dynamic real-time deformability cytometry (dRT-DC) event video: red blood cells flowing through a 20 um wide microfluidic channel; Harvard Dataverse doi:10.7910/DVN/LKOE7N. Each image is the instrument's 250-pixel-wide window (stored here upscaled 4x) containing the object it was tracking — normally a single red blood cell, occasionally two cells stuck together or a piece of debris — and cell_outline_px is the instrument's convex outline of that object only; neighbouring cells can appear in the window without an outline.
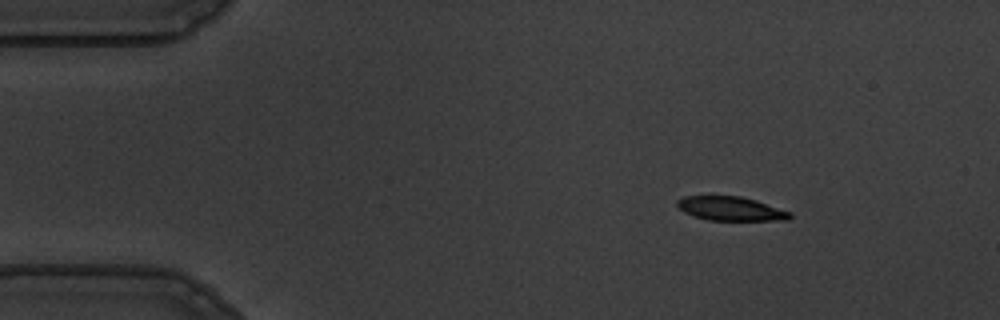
{"species": "common noctule bat (a hibernating species)", "species_latin": "Nyctalus noctula", "temperature_condition": "warm", "stored_images_in_passage": 49, "camera_frame_rate_fps": 3000, "um_per_image_px": 0.085, "animal": {"sex": "male", "body_mass_g": 19.5, "forearm_length_mm": 54.6}, "frame": {"image": 1, "passage_image": 1, "time_ms": 0.0, "image_size_px": [1000, 320], "cell_outline_px": [[792, 216], [788, 220], [708, 220], [684, 212], [676, 204], [676, 200], [684, 196], [740, 196], [756, 200], [792, 212]], "centroid_in_image_um": [62.13, 17.73], "position_along_channel_um": 22.9, "area_um2": 15.72}}
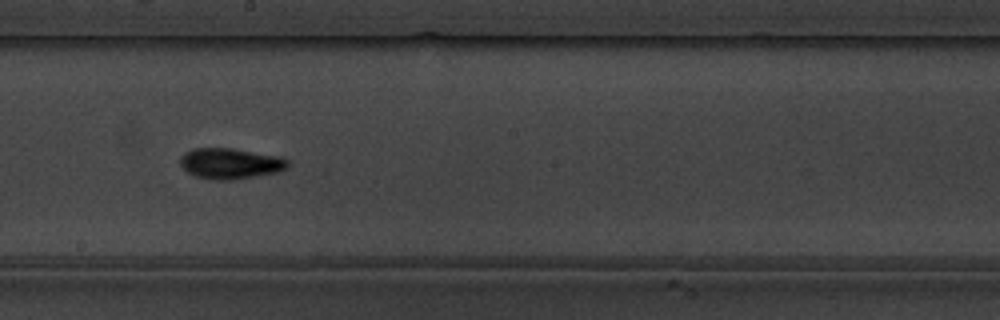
{"frame": {"image": 2, "passage_image": 24, "time_ms": 7.667, "image_size_px": [1000, 320], "cell_outline_px": [[288, 168], [280, 172], [232, 180], [216, 180], [196, 176], [188, 172], [180, 164], [180, 156], [184, 152], [192, 148], [232, 148], [280, 156], [288, 160]], "centroid_in_image_um": [19.59, 13.89], "position_along_channel_um": 228.6, "area_um2": 19.42}}
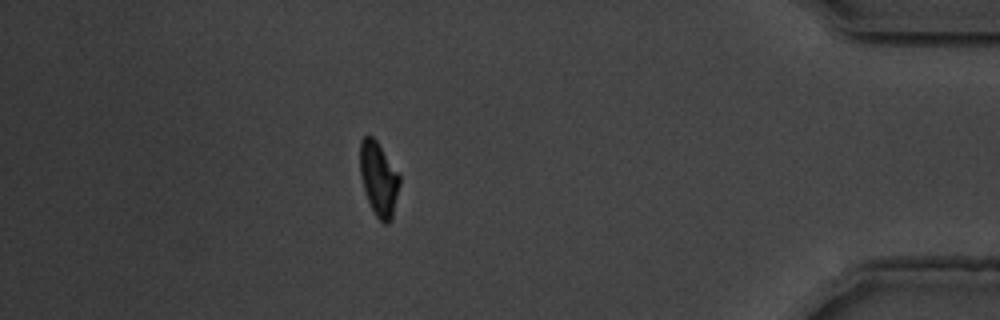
{"frame": {"image": 3, "passage_image": 42, "time_ms": 13.667, "image_size_px": [1000, 320], "cell_outline_px": [[400, 184], [392, 220], [388, 224], [384, 224], [376, 216], [368, 200], [360, 176], [360, 140], [364, 136], [372, 136], [376, 140], [400, 176]], "centroid_in_image_um": [32.19, 15.23], "position_along_channel_um": 403.0, "area_um2": 16.94}, "authors_computed_cell_mechanics": {"area_um2": 17.4556, "velocity_mm_per_s": 3.6463, "shape_relaxation_time_tau1_ms": 3.3112, "shape_relaxation_time_tau2_ms": 3.538, "deformation_change_tau1": 0.1842, "deformation_change_tau2": 0.1001}}